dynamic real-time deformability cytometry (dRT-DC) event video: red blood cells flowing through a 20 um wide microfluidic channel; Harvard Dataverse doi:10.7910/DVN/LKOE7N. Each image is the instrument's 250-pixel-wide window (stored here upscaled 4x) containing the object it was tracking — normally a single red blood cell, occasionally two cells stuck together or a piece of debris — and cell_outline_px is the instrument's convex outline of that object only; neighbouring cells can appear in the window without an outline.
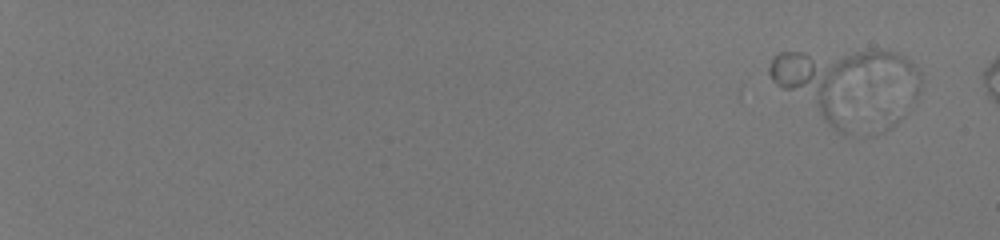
{"species": "human", "species_latin": "Homo sapiens", "temperature_condition": "room temperature", "stored_images_in_passage": 7, "camera_frame_rate_fps": 3000, "um_per_image_px": 0.085, "donor": {"sex": "male"}, "frame": {"image": 1, "passage_image": 1, "time_ms": 0.0, "image_size_px": [1000, 240], "cell_outline_px": [[920, 84], [916, 96], [912, 100], [844, 132], [840, 132], [780, 88], [772, 80], [768, 72], [768, 68], [772, 56], [780, 52], [876, 48], [896, 52], [904, 56], [920, 72]], "centroid_in_image_um": [71.94, 7.04], "position_along_channel_um": 13.1, "area_um2": 63.64}}